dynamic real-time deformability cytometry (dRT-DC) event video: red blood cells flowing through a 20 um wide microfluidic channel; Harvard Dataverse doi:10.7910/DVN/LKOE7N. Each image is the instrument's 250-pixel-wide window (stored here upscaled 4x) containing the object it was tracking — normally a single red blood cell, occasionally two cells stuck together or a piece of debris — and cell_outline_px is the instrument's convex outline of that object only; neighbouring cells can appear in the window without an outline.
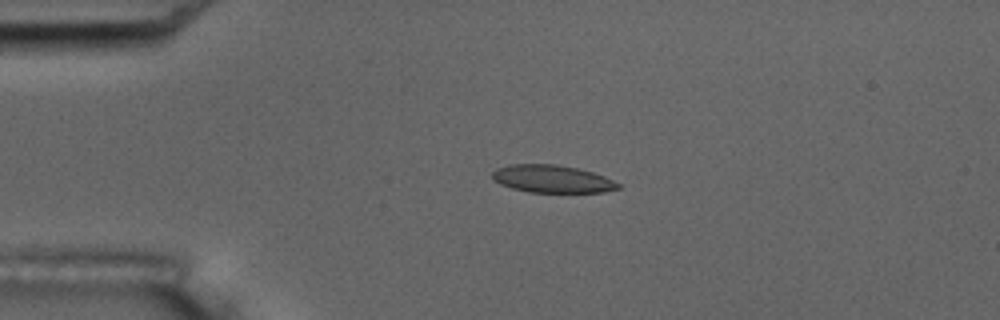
{"species": "common noctule bat (a hibernating species)", "species_latin": "Nyctalus noctula", "temperature_condition": "room temperature", "stored_images_in_passage": 5, "camera_frame_rate_fps": 3000, "um_per_image_px": 0.085, "animal": {"sex": "male", "body_mass_g": 17.5, "forearm_length_mm": 52.3}, "frame": {"image": 1, "passage_image": 4, "time_ms": 3.333, "image_size_px": [1000, 320], "cell_outline_px": [[620, 188], [604, 192], [528, 192], [512, 188], [500, 184], [492, 180], [492, 172], [496, 168], [508, 164], [556, 164], [576, 168], [592, 172], [604, 176], [620, 184]], "centroid_in_image_um": [46.89, 15.2], "position_along_channel_um": 38.1, "area_um2": 20.29}}